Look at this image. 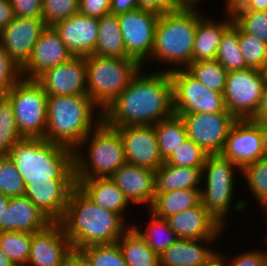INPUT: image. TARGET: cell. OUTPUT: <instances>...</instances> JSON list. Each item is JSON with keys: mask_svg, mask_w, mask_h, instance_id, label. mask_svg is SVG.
I'll return each instance as SVG.
<instances>
[{"mask_svg": "<svg viewBox=\"0 0 267 266\" xmlns=\"http://www.w3.org/2000/svg\"><path fill=\"white\" fill-rule=\"evenodd\" d=\"M102 115V110L89 95L47 96V126L44 139L75 150L103 121Z\"/></svg>", "mask_w": 267, "mask_h": 266, "instance_id": "obj_4", "label": "cell"}, {"mask_svg": "<svg viewBox=\"0 0 267 266\" xmlns=\"http://www.w3.org/2000/svg\"><path fill=\"white\" fill-rule=\"evenodd\" d=\"M25 182L8 155L0 156V193L9 197L24 196Z\"/></svg>", "mask_w": 267, "mask_h": 266, "instance_id": "obj_41", "label": "cell"}, {"mask_svg": "<svg viewBox=\"0 0 267 266\" xmlns=\"http://www.w3.org/2000/svg\"><path fill=\"white\" fill-rule=\"evenodd\" d=\"M8 89L0 83V102L7 98Z\"/></svg>", "mask_w": 267, "mask_h": 266, "instance_id": "obj_60", "label": "cell"}, {"mask_svg": "<svg viewBox=\"0 0 267 266\" xmlns=\"http://www.w3.org/2000/svg\"><path fill=\"white\" fill-rule=\"evenodd\" d=\"M150 220L145 229H141L136 223L132 227L141 235L146 243L154 250L155 253L161 255L170 245L178 238L175 232L170 228L168 220L155 216L148 210ZM139 227V228H138Z\"/></svg>", "mask_w": 267, "mask_h": 266, "instance_id": "obj_33", "label": "cell"}, {"mask_svg": "<svg viewBox=\"0 0 267 266\" xmlns=\"http://www.w3.org/2000/svg\"><path fill=\"white\" fill-rule=\"evenodd\" d=\"M243 10L267 11V0H250Z\"/></svg>", "mask_w": 267, "mask_h": 266, "instance_id": "obj_55", "label": "cell"}, {"mask_svg": "<svg viewBox=\"0 0 267 266\" xmlns=\"http://www.w3.org/2000/svg\"><path fill=\"white\" fill-rule=\"evenodd\" d=\"M260 131L262 134L263 158L267 159V122L260 123Z\"/></svg>", "mask_w": 267, "mask_h": 266, "instance_id": "obj_56", "label": "cell"}, {"mask_svg": "<svg viewBox=\"0 0 267 266\" xmlns=\"http://www.w3.org/2000/svg\"><path fill=\"white\" fill-rule=\"evenodd\" d=\"M75 180L76 187L92 202L119 214L125 220L124 216L127 214L124 212L131 203L109 177Z\"/></svg>", "mask_w": 267, "mask_h": 266, "instance_id": "obj_26", "label": "cell"}, {"mask_svg": "<svg viewBox=\"0 0 267 266\" xmlns=\"http://www.w3.org/2000/svg\"><path fill=\"white\" fill-rule=\"evenodd\" d=\"M21 78V67L15 63L0 45V83L9 90Z\"/></svg>", "mask_w": 267, "mask_h": 266, "instance_id": "obj_46", "label": "cell"}, {"mask_svg": "<svg viewBox=\"0 0 267 266\" xmlns=\"http://www.w3.org/2000/svg\"><path fill=\"white\" fill-rule=\"evenodd\" d=\"M169 74L173 83L174 114L228 111L224 94L204 86L186 69H176Z\"/></svg>", "mask_w": 267, "mask_h": 266, "instance_id": "obj_11", "label": "cell"}, {"mask_svg": "<svg viewBox=\"0 0 267 266\" xmlns=\"http://www.w3.org/2000/svg\"><path fill=\"white\" fill-rule=\"evenodd\" d=\"M207 266H224V264H223L222 260L217 256Z\"/></svg>", "mask_w": 267, "mask_h": 266, "instance_id": "obj_61", "label": "cell"}, {"mask_svg": "<svg viewBox=\"0 0 267 266\" xmlns=\"http://www.w3.org/2000/svg\"><path fill=\"white\" fill-rule=\"evenodd\" d=\"M59 223L73 249L92 244L117 243L132 226L119 214L96 205L77 187L71 191Z\"/></svg>", "mask_w": 267, "mask_h": 266, "instance_id": "obj_2", "label": "cell"}, {"mask_svg": "<svg viewBox=\"0 0 267 266\" xmlns=\"http://www.w3.org/2000/svg\"><path fill=\"white\" fill-rule=\"evenodd\" d=\"M138 2L140 8L159 14L173 11L179 7L174 0H138Z\"/></svg>", "mask_w": 267, "mask_h": 266, "instance_id": "obj_49", "label": "cell"}, {"mask_svg": "<svg viewBox=\"0 0 267 266\" xmlns=\"http://www.w3.org/2000/svg\"><path fill=\"white\" fill-rule=\"evenodd\" d=\"M201 203V189L173 190L155 193L152 205L148 208L155 216L167 219L185 209Z\"/></svg>", "mask_w": 267, "mask_h": 266, "instance_id": "obj_29", "label": "cell"}, {"mask_svg": "<svg viewBox=\"0 0 267 266\" xmlns=\"http://www.w3.org/2000/svg\"><path fill=\"white\" fill-rule=\"evenodd\" d=\"M215 60L227 72L238 71L248 67L239 46V27L234 22L222 34Z\"/></svg>", "mask_w": 267, "mask_h": 266, "instance_id": "obj_34", "label": "cell"}, {"mask_svg": "<svg viewBox=\"0 0 267 266\" xmlns=\"http://www.w3.org/2000/svg\"><path fill=\"white\" fill-rule=\"evenodd\" d=\"M241 171L233 162L221 154H208L202 167L201 203L223 226L226 216L234 207L235 174Z\"/></svg>", "mask_w": 267, "mask_h": 266, "instance_id": "obj_8", "label": "cell"}, {"mask_svg": "<svg viewBox=\"0 0 267 266\" xmlns=\"http://www.w3.org/2000/svg\"><path fill=\"white\" fill-rule=\"evenodd\" d=\"M86 57L69 61L45 70L35 80L47 96L88 95L86 86Z\"/></svg>", "mask_w": 267, "mask_h": 266, "instance_id": "obj_16", "label": "cell"}, {"mask_svg": "<svg viewBox=\"0 0 267 266\" xmlns=\"http://www.w3.org/2000/svg\"><path fill=\"white\" fill-rule=\"evenodd\" d=\"M112 128L121 137L127 163L154 171L164 164L153 125Z\"/></svg>", "mask_w": 267, "mask_h": 266, "instance_id": "obj_15", "label": "cell"}, {"mask_svg": "<svg viewBox=\"0 0 267 266\" xmlns=\"http://www.w3.org/2000/svg\"><path fill=\"white\" fill-rule=\"evenodd\" d=\"M25 185L31 181H76L74 150L44 138H22L8 153Z\"/></svg>", "mask_w": 267, "mask_h": 266, "instance_id": "obj_3", "label": "cell"}, {"mask_svg": "<svg viewBox=\"0 0 267 266\" xmlns=\"http://www.w3.org/2000/svg\"><path fill=\"white\" fill-rule=\"evenodd\" d=\"M130 203L146 204L149 208L155 197V171L125 163L109 177Z\"/></svg>", "mask_w": 267, "mask_h": 266, "instance_id": "obj_23", "label": "cell"}, {"mask_svg": "<svg viewBox=\"0 0 267 266\" xmlns=\"http://www.w3.org/2000/svg\"><path fill=\"white\" fill-rule=\"evenodd\" d=\"M202 168L164 164L155 171V193L182 189H201Z\"/></svg>", "mask_w": 267, "mask_h": 266, "instance_id": "obj_28", "label": "cell"}, {"mask_svg": "<svg viewBox=\"0 0 267 266\" xmlns=\"http://www.w3.org/2000/svg\"><path fill=\"white\" fill-rule=\"evenodd\" d=\"M78 12L79 0H42V19L46 26H53Z\"/></svg>", "mask_w": 267, "mask_h": 266, "instance_id": "obj_44", "label": "cell"}, {"mask_svg": "<svg viewBox=\"0 0 267 266\" xmlns=\"http://www.w3.org/2000/svg\"><path fill=\"white\" fill-rule=\"evenodd\" d=\"M170 228L177 238L182 239H217L224 227L200 203L167 218Z\"/></svg>", "mask_w": 267, "mask_h": 266, "instance_id": "obj_22", "label": "cell"}, {"mask_svg": "<svg viewBox=\"0 0 267 266\" xmlns=\"http://www.w3.org/2000/svg\"><path fill=\"white\" fill-rule=\"evenodd\" d=\"M240 170L263 158L260 122L252 119H237L229 130L220 153Z\"/></svg>", "mask_w": 267, "mask_h": 266, "instance_id": "obj_14", "label": "cell"}, {"mask_svg": "<svg viewBox=\"0 0 267 266\" xmlns=\"http://www.w3.org/2000/svg\"><path fill=\"white\" fill-rule=\"evenodd\" d=\"M0 266H16L1 249H0Z\"/></svg>", "mask_w": 267, "mask_h": 266, "instance_id": "obj_59", "label": "cell"}, {"mask_svg": "<svg viewBox=\"0 0 267 266\" xmlns=\"http://www.w3.org/2000/svg\"><path fill=\"white\" fill-rule=\"evenodd\" d=\"M72 57L55 28L46 26L27 62L21 67L22 78L36 79L45 70L67 62Z\"/></svg>", "mask_w": 267, "mask_h": 266, "instance_id": "obj_19", "label": "cell"}, {"mask_svg": "<svg viewBox=\"0 0 267 266\" xmlns=\"http://www.w3.org/2000/svg\"><path fill=\"white\" fill-rule=\"evenodd\" d=\"M15 16L42 18V0H10Z\"/></svg>", "mask_w": 267, "mask_h": 266, "instance_id": "obj_47", "label": "cell"}, {"mask_svg": "<svg viewBox=\"0 0 267 266\" xmlns=\"http://www.w3.org/2000/svg\"><path fill=\"white\" fill-rule=\"evenodd\" d=\"M254 122H267V80L264 88V93L257 113L252 118Z\"/></svg>", "mask_w": 267, "mask_h": 266, "instance_id": "obj_54", "label": "cell"}, {"mask_svg": "<svg viewBox=\"0 0 267 266\" xmlns=\"http://www.w3.org/2000/svg\"><path fill=\"white\" fill-rule=\"evenodd\" d=\"M185 69L204 86L224 93L228 72L217 60L192 62Z\"/></svg>", "mask_w": 267, "mask_h": 266, "instance_id": "obj_35", "label": "cell"}, {"mask_svg": "<svg viewBox=\"0 0 267 266\" xmlns=\"http://www.w3.org/2000/svg\"><path fill=\"white\" fill-rule=\"evenodd\" d=\"M202 15L197 7L184 6L160 14L152 54L148 61L173 66L164 70L167 72L185 69L193 62L196 28Z\"/></svg>", "mask_w": 267, "mask_h": 266, "instance_id": "obj_5", "label": "cell"}, {"mask_svg": "<svg viewBox=\"0 0 267 266\" xmlns=\"http://www.w3.org/2000/svg\"><path fill=\"white\" fill-rule=\"evenodd\" d=\"M266 84L265 71L247 67L228 72L224 90L227 110L236 119H252L257 113Z\"/></svg>", "mask_w": 267, "mask_h": 266, "instance_id": "obj_10", "label": "cell"}, {"mask_svg": "<svg viewBox=\"0 0 267 266\" xmlns=\"http://www.w3.org/2000/svg\"><path fill=\"white\" fill-rule=\"evenodd\" d=\"M240 175H243L247 187L261 205L267 198V159L248 164L241 169Z\"/></svg>", "mask_w": 267, "mask_h": 266, "instance_id": "obj_38", "label": "cell"}, {"mask_svg": "<svg viewBox=\"0 0 267 266\" xmlns=\"http://www.w3.org/2000/svg\"><path fill=\"white\" fill-rule=\"evenodd\" d=\"M72 245L59 222L32 233L30 255L26 266H65Z\"/></svg>", "mask_w": 267, "mask_h": 266, "instance_id": "obj_17", "label": "cell"}, {"mask_svg": "<svg viewBox=\"0 0 267 266\" xmlns=\"http://www.w3.org/2000/svg\"><path fill=\"white\" fill-rule=\"evenodd\" d=\"M138 8V0H111L110 14L118 16Z\"/></svg>", "mask_w": 267, "mask_h": 266, "instance_id": "obj_50", "label": "cell"}, {"mask_svg": "<svg viewBox=\"0 0 267 266\" xmlns=\"http://www.w3.org/2000/svg\"><path fill=\"white\" fill-rule=\"evenodd\" d=\"M178 6L184 7H198L197 4L201 3L202 0H174Z\"/></svg>", "mask_w": 267, "mask_h": 266, "instance_id": "obj_57", "label": "cell"}, {"mask_svg": "<svg viewBox=\"0 0 267 266\" xmlns=\"http://www.w3.org/2000/svg\"><path fill=\"white\" fill-rule=\"evenodd\" d=\"M176 115L183 120L187 138L207 154L221 153L229 130L237 120L229 111Z\"/></svg>", "mask_w": 267, "mask_h": 266, "instance_id": "obj_13", "label": "cell"}, {"mask_svg": "<svg viewBox=\"0 0 267 266\" xmlns=\"http://www.w3.org/2000/svg\"><path fill=\"white\" fill-rule=\"evenodd\" d=\"M45 27L42 18L15 16L0 32V45L15 63L22 67Z\"/></svg>", "mask_w": 267, "mask_h": 266, "instance_id": "obj_18", "label": "cell"}, {"mask_svg": "<svg viewBox=\"0 0 267 266\" xmlns=\"http://www.w3.org/2000/svg\"><path fill=\"white\" fill-rule=\"evenodd\" d=\"M9 202H10V197L0 193V217L4 212L5 208H7Z\"/></svg>", "mask_w": 267, "mask_h": 266, "instance_id": "obj_58", "label": "cell"}, {"mask_svg": "<svg viewBox=\"0 0 267 266\" xmlns=\"http://www.w3.org/2000/svg\"><path fill=\"white\" fill-rule=\"evenodd\" d=\"M239 46L248 67L265 71L267 67V44L265 42L239 28Z\"/></svg>", "mask_w": 267, "mask_h": 266, "instance_id": "obj_37", "label": "cell"}, {"mask_svg": "<svg viewBox=\"0 0 267 266\" xmlns=\"http://www.w3.org/2000/svg\"><path fill=\"white\" fill-rule=\"evenodd\" d=\"M153 127L163 161L188 139L185 125L179 115L173 114Z\"/></svg>", "mask_w": 267, "mask_h": 266, "instance_id": "obj_32", "label": "cell"}, {"mask_svg": "<svg viewBox=\"0 0 267 266\" xmlns=\"http://www.w3.org/2000/svg\"><path fill=\"white\" fill-rule=\"evenodd\" d=\"M117 243L128 266H160L159 255L132 226Z\"/></svg>", "mask_w": 267, "mask_h": 266, "instance_id": "obj_31", "label": "cell"}, {"mask_svg": "<svg viewBox=\"0 0 267 266\" xmlns=\"http://www.w3.org/2000/svg\"><path fill=\"white\" fill-rule=\"evenodd\" d=\"M74 57H87L95 52L99 34V18L81 13L53 25Z\"/></svg>", "mask_w": 267, "mask_h": 266, "instance_id": "obj_20", "label": "cell"}, {"mask_svg": "<svg viewBox=\"0 0 267 266\" xmlns=\"http://www.w3.org/2000/svg\"><path fill=\"white\" fill-rule=\"evenodd\" d=\"M232 17L243 32L254 35L267 44V11L240 10Z\"/></svg>", "mask_w": 267, "mask_h": 266, "instance_id": "obj_43", "label": "cell"}, {"mask_svg": "<svg viewBox=\"0 0 267 266\" xmlns=\"http://www.w3.org/2000/svg\"><path fill=\"white\" fill-rule=\"evenodd\" d=\"M234 258H228L227 255L217 253V256L222 260L224 266H267V251L264 249H256L244 251L241 254H236ZM226 257V258H225ZM227 260V261H226Z\"/></svg>", "mask_w": 267, "mask_h": 266, "instance_id": "obj_45", "label": "cell"}, {"mask_svg": "<svg viewBox=\"0 0 267 266\" xmlns=\"http://www.w3.org/2000/svg\"><path fill=\"white\" fill-rule=\"evenodd\" d=\"M262 206V209H263V213L264 214H266V215H264V217L265 216H267V198H266V200L260 205V207ZM267 218V217H266Z\"/></svg>", "mask_w": 267, "mask_h": 266, "instance_id": "obj_62", "label": "cell"}, {"mask_svg": "<svg viewBox=\"0 0 267 266\" xmlns=\"http://www.w3.org/2000/svg\"><path fill=\"white\" fill-rule=\"evenodd\" d=\"M65 266H93L81 249H72L67 256Z\"/></svg>", "mask_w": 267, "mask_h": 266, "instance_id": "obj_51", "label": "cell"}, {"mask_svg": "<svg viewBox=\"0 0 267 266\" xmlns=\"http://www.w3.org/2000/svg\"><path fill=\"white\" fill-rule=\"evenodd\" d=\"M142 70L102 112L106 125H155L174 114L173 83L169 72L163 68L149 73Z\"/></svg>", "mask_w": 267, "mask_h": 266, "instance_id": "obj_1", "label": "cell"}, {"mask_svg": "<svg viewBox=\"0 0 267 266\" xmlns=\"http://www.w3.org/2000/svg\"><path fill=\"white\" fill-rule=\"evenodd\" d=\"M265 74H266V80H267V67H266V69H265Z\"/></svg>", "mask_w": 267, "mask_h": 266, "instance_id": "obj_63", "label": "cell"}, {"mask_svg": "<svg viewBox=\"0 0 267 266\" xmlns=\"http://www.w3.org/2000/svg\"><path fill=\"white\" fill-rule=\"evenodd\" d=\"M93 55L131 58L126 53L118 16L109 13L99 18V34Z\"/></svg>", "mask_w": 267, "mask_h": 266, "instance_id": "obj_30", "label": "cell"}, {"mask_svg": "<svg viewBox=\"0 0 267 266\" xmlns=\"http://www.w3.org/2000/svg\"><path fill=\"white\" fill-rule=\"evenodd\" d=\"M159 15L142 8L118 15L126 53L142 66L151 57Z\"/></svg>", "mask_w": 267, "mask_h": 266, "instance_id": "obj_12", "label": "cell"}, {"mask_svg": "<svg viewBox=\"0 0 267 266\" xmlns=\"http://www.w3.org/2000/svg\"><path fill=\"white\" fill-rule=\"evenodd\" d=\"M202 15L197 24L193 46V62L215 60L224 31L233 23V17L226 15L223 21H214Z\"/></svg>", "mask_w": 267, "mask_h": 266, "instance_id": "obj_27", "label": "cell"}, {"mask_svg": "<svg viewBox=\"0 0 267 266\" xmlns=\"http://www.w3.org/2000/svg\"><path fill=\"white\" fill-rule=\"evenodd\" d=\"M125 163L119 133L103 121L74 150L75 179L110 177Z\"/></svg>", "mask_w": 267, "mask_h": 266, "instance_id": "obj_6", "label": "cell"}, {"mask_svg": "<svg viewBox=\"0 0 267 266\" xmlns=\"http://www.w3.org/2000/svg\"><path fill=\"white\" fill-rule=\"evenodd\" d=\"M51 222L28 197H10V202L0 217V232L36 233Z\"/></svg>", "mask_w": 267, "mask_h": 266, "instance_id": "obj_24", "label": "cell"}, {"mask_svg": "<svg viewBox=\"0 0 267 266\" xmlns=\"http://www.w3.org/2000/svg\"><path fill=\"white\" fill-rule=\"evenodd\" d=\"M32 233L18 231L0 232V249L16 266H26Z\"/></svg>", "mask_w": 267, "mask_h": 266, "instance_id": "obj_36", "label": "cell"}, {"mask_svg": "<svg viewBox=\"0 0 267 266\" xmlns=\"http://www.w3.org/2000/svg\"><path fill=\"white\" fill-rule=\"evenodd\" d=\"M216 241V239L178 238L159 255L160 266H207L217 257L218 252L211 248Z\"/></svg>", "mask_w": 267, "mask_h": 266, "instance_id": "obj_25", "label": "cell"}, {"mask_svg": "<svg viewBox=\"0 0 267 266\" xmlns=\"http://www.w3.org/2000/svg\"><path fill=\"white\" fill-rule=\"evenodd\" d=\"M141 68L133 58L89 55L86 57L87 94L103 112Z\"/></svg>", "mask_w": 267, "mask_h": 266, "instance_id": "obj_7", "label": "cell"}, {"mask_svg": "<svg viewBox=\"0 0 267 266\" xmlns=\"http://www.w3.org/2000/svg\"><path fill=\"white\" fill-rule=\"evenodd\" d=\"M22 138L15 123L12 105L6 98L0 102V156L8 155L13 144Z\"/></svg>", "mask_w": 267, "mask_h": 266, "instance_id": "obj_39", "label": "cell"}, {"mask_svg": "<svg viewBox=\"0 0 267 266\" xmlns=\"http://www.w3.org/2000/svg\"><path fill=\"white\" fill-rule=\"evenodd\" d=\"M208 154L195 142L187 139L164 162L179 167L202 168Z\"/></svg>", "mask_w": 267, "mask_h": 266, "instance_id": "obj_42", "label": "cell"}, {"mask_svg": "<svg viewBox=\"0 0 267 266\" xmlns=\"http://www.w3.org/2000/svg\"><path fill=\"white\" fill-rule=\"evenodd\" d=\"M93 266H128L118 243L92 244L81 249Z\"/></svg>", "mask_w": 267, "mask_h": 266, "instance_id": "obj_40", "label": "cell"}, {"mask_svg": "<svg viewBox=\"0 0 267 266\" xmlns=\"http://www.w3.org/2000/svg\"><path fill=\"white\" fill-rule=\"evenodd\" d=\"M75 187L76 181H31L25 185L24 196L52 222H59Z\"/></svg>", "mask_w": 267, "mask_h": 266, "instance_id": "obj_21", "label": "cell"}, {"mask_svg": "<svg viewBox=\"0 0 267 266\" xmlns=\"http://www.w3.org/2000/svg\"><path fill=\"white\" fill-rule=\"evenodd\" d=\"M15 123L24 138H44L47 126V93L35 79L21 78L7 93Z\"/></svg>", "mask_w": 267, "mask_h": 266, "instance_id": "obj_9", "label": "cell"}, {"mask_svg": "<svg viewBox=\"0 0 267 266\" xmlns=\"http://www.w3.org/2000/svg\"><path fill=\"white\" fill-rule=\"evenodd\" d=\"M250 0H226L224 10L225 15L233 16L235 15L238 11L243 10L247 7L248 3Z\"/></svg>", "mask_w": 267, "mask_h": 266, "instance_id": "obj_53", "label": "cell"}, {"mask_svg": "<svg viewBox=\"0 0 267 266\" xmlns=\"http://www.w3.org/2000/svg\"><path fill=\"white\" fill-rule=\"evenodd\" d=\"M111 0H79V13L101 18L110 13Z\"/></svg>", "mask_w": 267, "mask_h": 266, "instance_id": "obj_48", "label": "cell"}, {"mask_svg": "<svg viewBox=\"0 0 267 266\" xmlns=\"http://www.w3.org/2000/svg\"><path fill=\"white\" fill-rule=\"evenodd\" d=\"M10 0H0V32L14 19Z\"/></svg>", "mask_w": 267, "mask_h": 266, "instance_id": "obj_52", "label": "cell"}]
</instances>
